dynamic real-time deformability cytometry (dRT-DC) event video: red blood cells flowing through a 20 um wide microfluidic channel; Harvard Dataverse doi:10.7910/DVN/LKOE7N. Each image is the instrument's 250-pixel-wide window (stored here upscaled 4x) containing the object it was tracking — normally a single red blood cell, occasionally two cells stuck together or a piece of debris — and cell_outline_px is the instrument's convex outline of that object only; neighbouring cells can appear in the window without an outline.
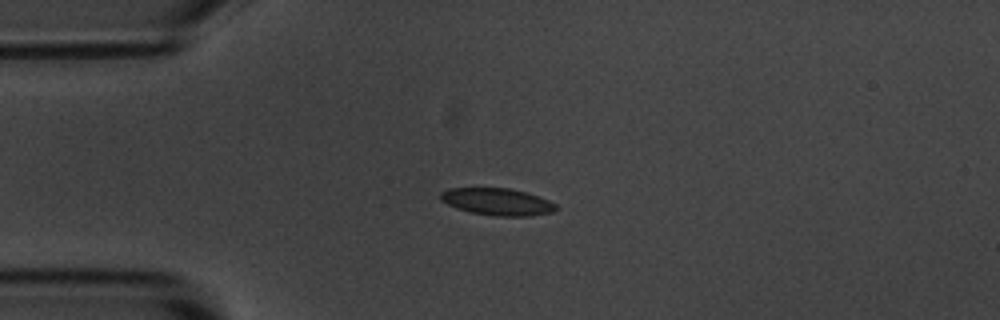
{"species": "common noctule bat (a hibernating species)", "species_latin": "Nyctalus noctula", "temperature_condition": "room temperature", "stored_images_in_passage": 4, "camera_frame_rate_fps": 3000, "um_per_image_px": 0.085, "animal": {"sex": "male", "body_mass_g": 20.1, "forearm_length_mm": 53.5}, "frame": {"image": 1, "passage_image": 2, "time_ms": 1.333, "image_size_px": [1000, 320], "cell_outline_px": [[556, 208], [552, 212], [532, 216], [496, 216], [472, 212], [456, 208], [440, 200], [440, 192], [448, 188], [508, 188], [528, 192], [548, 200], [556, 204]], "centroid_in_image_um": [42.26, 17.14], "position_along_channel_um": 42.7, "area_um2": 18.21}}